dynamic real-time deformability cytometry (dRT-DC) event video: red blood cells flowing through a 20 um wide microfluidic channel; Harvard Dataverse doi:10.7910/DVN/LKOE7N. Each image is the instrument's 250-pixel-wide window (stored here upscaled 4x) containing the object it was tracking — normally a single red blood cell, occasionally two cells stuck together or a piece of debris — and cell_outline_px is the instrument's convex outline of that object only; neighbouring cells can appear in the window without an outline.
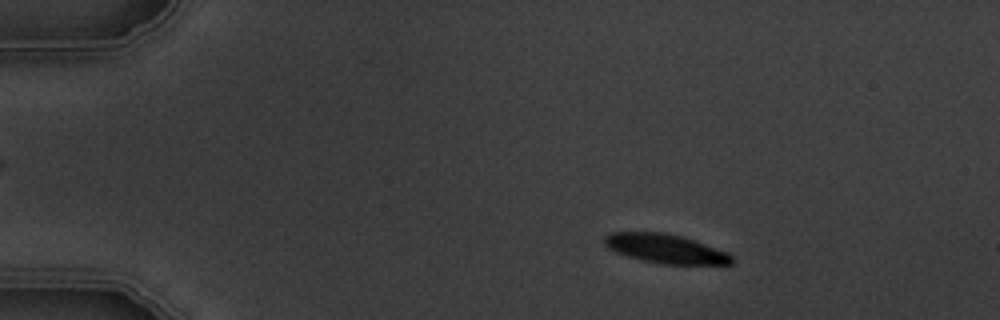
{"species": "common noctule bat (a hibernating species)", "species_latin": "Nyctalus noctula", "temperature_condition": "warm", "stored_images_in_passage": 4, "camera_frame_rate_fps": 3000, "um_per_image_px": 0.085, "animal": {"sex": "male", "body_mass_g": 19.5, "forearm_length_mm": 54.6}, "frame": {"image": 1, "passage_image": 2, "time_ms": 1.333, "image_size_px": [1000, 320], "cell_outline_px": [[732, 264], [664, 264], [644, 260], [628, 256], [616, 252], [608, 248], [604, 244], [604, 236], [612, 232], [664, 232], [680, 236], [728, 252], [732, 256]], "centroid_in_image_um": [56.54, 21.13], "position_along_channel_um": 28.5, "area_um2": 21.27}}